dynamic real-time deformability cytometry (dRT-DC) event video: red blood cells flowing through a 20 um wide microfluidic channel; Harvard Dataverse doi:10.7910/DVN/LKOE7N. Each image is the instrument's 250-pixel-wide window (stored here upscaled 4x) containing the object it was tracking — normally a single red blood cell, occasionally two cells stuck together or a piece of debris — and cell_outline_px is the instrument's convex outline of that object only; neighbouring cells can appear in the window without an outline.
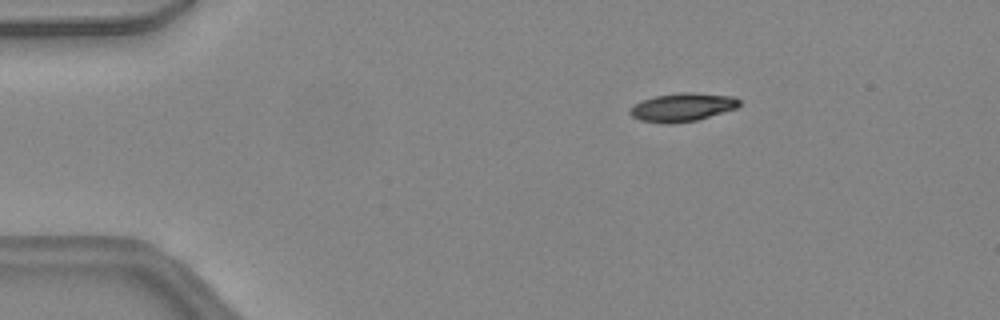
{"species": "common noctule bat (a hibernating species)", "species_latin": "Nyctalus noctula", "temperature_condition": "warm", "stored_images_in_passage": 46, "camera_frame_rate_fps": 3000, "um_per_image_px": 0.085, "animal": {"sex": "female", "body_mass_g": 24.6, "forearm_length_mm": 56.2}, "frame": {"image": 1, "passage_image": 8, "time_ms": 2.333, "image_size_px": [1000, 320], "cell_outline_px": [[740, 104], [736, 108], [696, 120], [672, 124], [668, 124], [640, 120], [632, 116], [628, 112], [636, 104], [644, 100], [656, 96], [680, 92], [692, 92], [736, 96], [740, 100]], "centroid_in_image_um": [58.04, 9.11], "position_along_channel_um": 27.0, "area_um2": 17.92}}
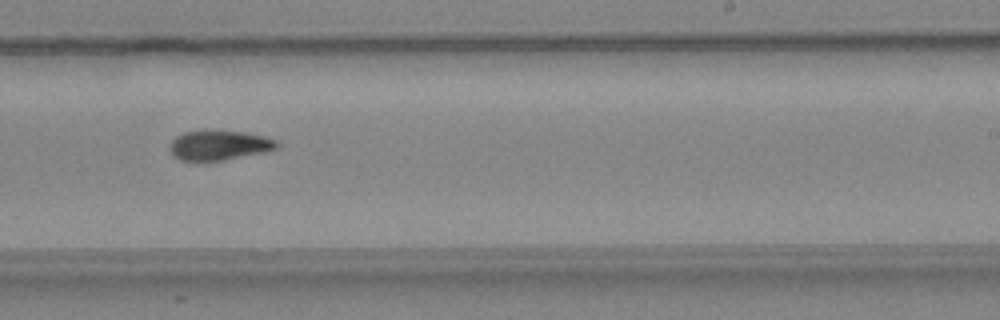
{"frame": {"image": 2, "passage_image": 29, "time_ms": 9.333, "image_size_px": [1000, 320], "cell_outline_px": [[280, 144], [276, 148], [264, 152], [224, 160], [180, 160], [172, 156], [168, 148], [172, 140], [176, 136], [184, 132], [208, 128], [244, 132], [264, 136], [276, 140]], "centroid_in_image_um": [18.58, 12.31], "position_along_channel_um": 270.4, "area_um2": 19.02}}
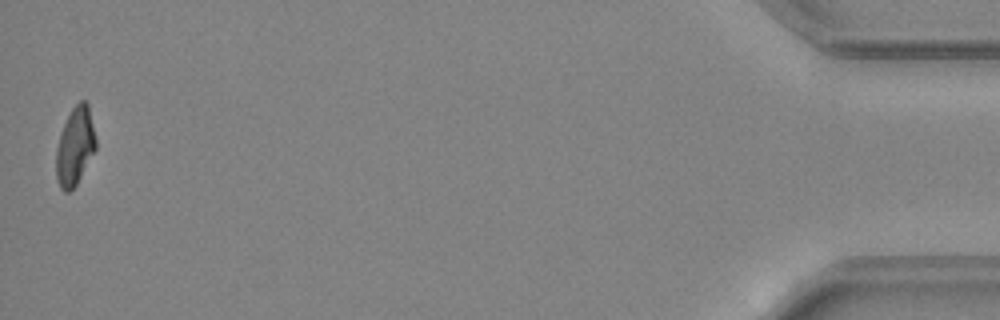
{"frame": {"image": 3, "passage_image": 46, "time_ms": 15.0, "image_size_px": [1000, 320], "cell_outline_px": [[96, 148], [76, 184], [68, 192], [64, 192], [60, 188], [56, 180], [56, 148], [60, 132], [72, 108], [80, 100], [84, 100], [88, 104], [96, 140]], "centroid_in_image_um": [6.35, 12.44], "position_along_channel_um": 428.8, "area_um2": 17.86}, "authors_computed_cell_mechanics": {"area_um2": 18.8139, "velocity_mm_per_s": 4.4822, "shape_relaxation_time_tau1_ms": 4.3991, "shape_relaxation_time_tau2_ms": 9.4424, "deformation_change_tau1": 0.1811, "deformation_change_tau2": 0.1651}}